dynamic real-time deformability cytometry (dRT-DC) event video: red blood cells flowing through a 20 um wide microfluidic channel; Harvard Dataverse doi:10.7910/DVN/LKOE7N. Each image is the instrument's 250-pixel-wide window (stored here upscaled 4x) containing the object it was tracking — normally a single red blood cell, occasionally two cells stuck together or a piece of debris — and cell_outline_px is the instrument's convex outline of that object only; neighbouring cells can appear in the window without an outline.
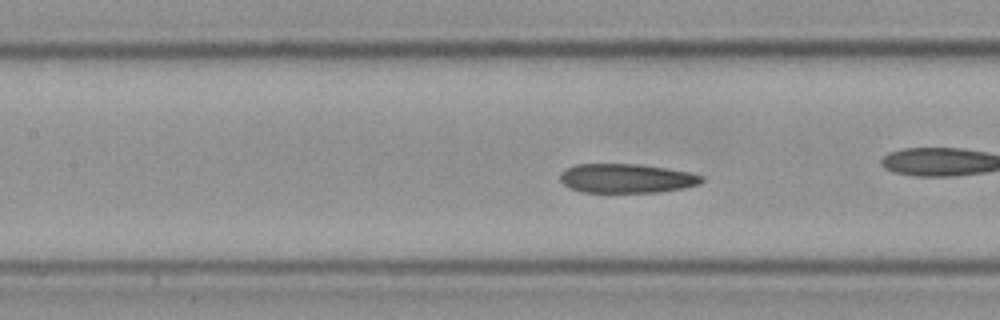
{"species": "Egyptian fruit bat (a non-hibernating species)", "species_latin": "Rousettus aegyptiacus", "temperature_condition": "cold", "stored_images_in_passage": 55, "camera_frame_rate_fps": 3000, "um_per_image_px": 0.085, "frame": {"image": 1, "passage_image": 24, "time_ms": 7.667, "image_size_px": [1000, 320], "cell_outline_px": [[704, 180], [700, 184], [684, 188], [660, 192], [580, 192], [568, 188], [560, 180], [560, 172], [564, 168], [576, 164], [640, 164], [692, 172], [704, 176]], "centroid_in_image_um": [53.25, 15.16], "position_along_channel_um": 154.1, "area_um2": 24.45}}
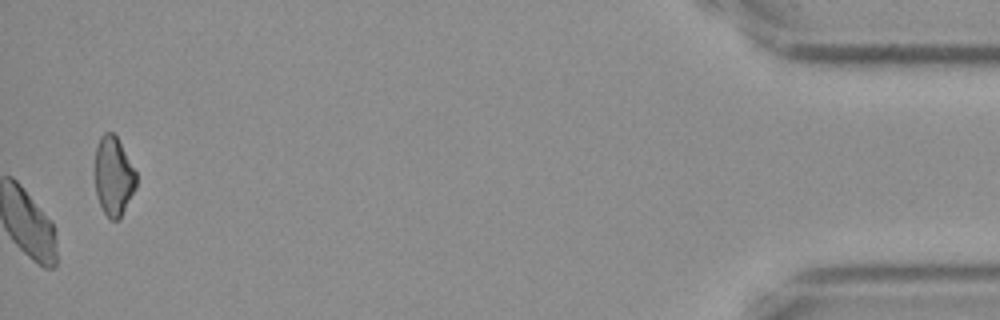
{"frame": {"image": 2, "passage_image": 55, "time_ms": 18.0, "image_size_px": [1000, 320], "cell_outline_px": [[136, 188], [120, 216], [116, 220], [112, 220], [104, 212], [100, 204], [96, 192], [92, 172], [92, 168], [96, 144], [100, 136], [104, 132], [112, 132], [116, 136], [136, 172]], "centroid_in_image_um": [9.59, 14.92], "position_along_channel_um": 425.6, "area_um2": 19.31}, "authors_computed_cell_mechanics": {"area_um2": 24.854, "velocity_mm_per_s": 3.6049, "shape_relaxation_time_tau1_ms": 8.8084, "shape_relaxation_time_tau2_ms": 2.8792, "deformation_change_tau1": 0.155, "deformation_change_tau2": 0.0891}}